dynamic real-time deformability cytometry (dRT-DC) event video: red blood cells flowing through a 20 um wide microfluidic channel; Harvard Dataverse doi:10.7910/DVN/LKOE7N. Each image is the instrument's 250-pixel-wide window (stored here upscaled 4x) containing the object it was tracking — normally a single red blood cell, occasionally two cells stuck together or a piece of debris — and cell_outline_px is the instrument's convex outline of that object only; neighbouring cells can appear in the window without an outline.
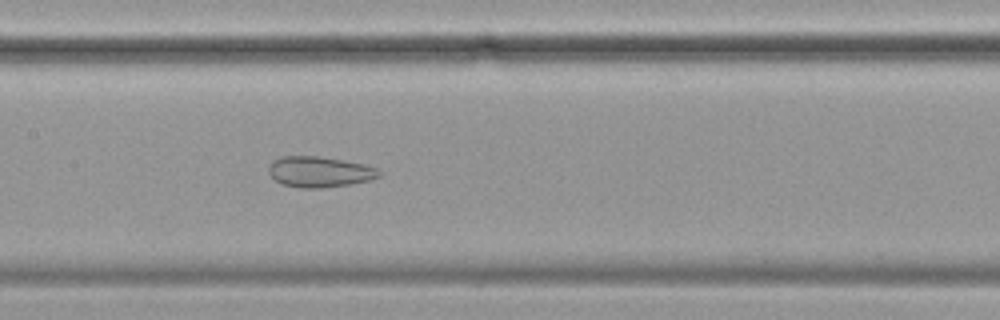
{"species": "common noctule bat (a hibernating species)", "species_latin": "Nyctalus noctula", "temperature_condition": "cold", "stored_images_in_passage": 59, "camera_frame_rate_fps": 3000, "um_per_image_px": 0.085, "animal": {"sex": "female", "body_mass_g": 19.9}, "frame": {"image": 1, "passage_image": 28, "time_ms": 9.0, "image_size_px": [1000, 320], "cell_outline_px": [[380, 176], [368, 180], [348, 184], [320, 188], [300, 188], [280, 184], [268, 172], [268, 168], [276, 160], [284, 156], [316, 156], [364, 164], [376, 168], [380, 172]], "centroid_in_image_um": [27.14, 14.61], "position_along_channel_um": 180.3, "area_um2": 19.36}}
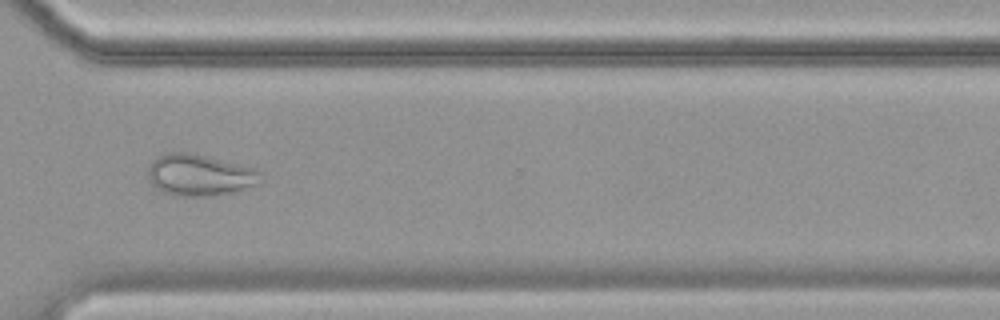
{"frame": {"image": 2, "passage_image": 43, "time_ms": 14.0, "image_size_px": [1000, 320], "cell_outline_px": [[264, 180], [260, 184], [236, 192], [216, 196], [176, 196], [164, 192], [156, 188], [152, 184], [148, 176], [148, 168], [152, 160], [156, 156], [168, 152], [188, 152], [208, 156], [256, 168], [264, 172]], "centroid_in_image_um": [17.05, 14.88], "position_along_channel_um": 353.6, "area_um2": 28.03}}
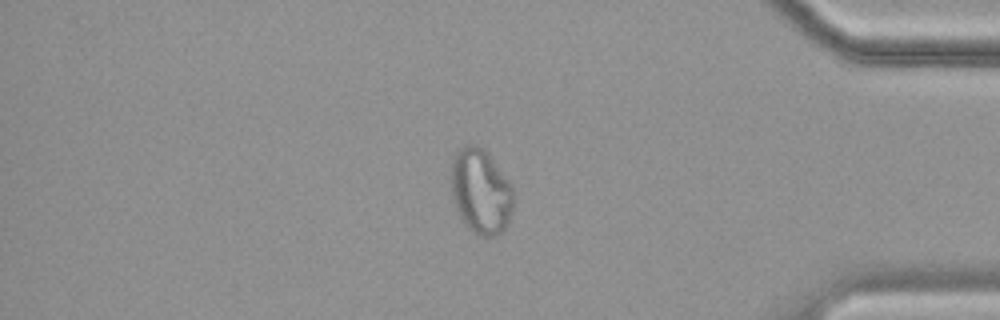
{"frame": {"image": 3, "passage_image": 49, "time_ms": 16.0, "image_size_px": [1000, 320], "cell_outline_px": [[512, 212], [508, 224], [496, 236], [484, 236], [468, 228], [464, 224], [456, 208], [452, 196], [452, 160], [456, 152], [464, 144], [476, 144], [484, 148], [488, 152], [512, 184]], "centroid_in_image_um": [40.87, 16.23], "position_along_channel_um": 394.3, "area_um2": 30.92}}